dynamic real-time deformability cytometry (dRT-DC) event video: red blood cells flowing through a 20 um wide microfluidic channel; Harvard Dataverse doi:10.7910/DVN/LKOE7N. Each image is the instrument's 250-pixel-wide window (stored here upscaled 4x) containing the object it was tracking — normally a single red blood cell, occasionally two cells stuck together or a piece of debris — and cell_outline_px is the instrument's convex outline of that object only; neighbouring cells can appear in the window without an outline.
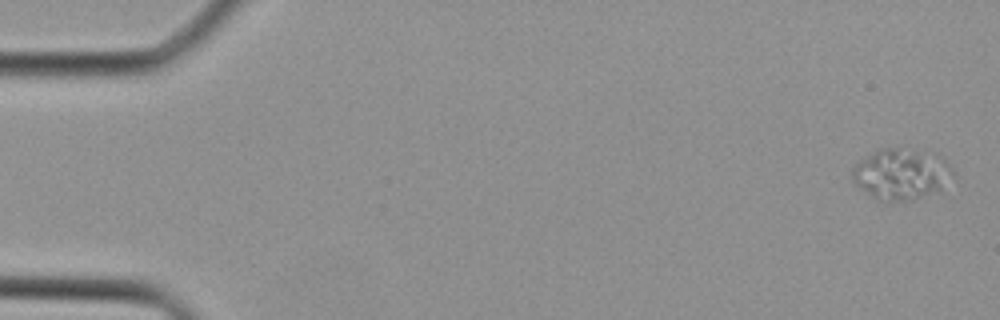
{"species": "Egyptian fruit bat (a non-hibernating species)", "species_latin": "Rousettus aegyptiacus", "temperature_condition": "cold", "stored_images_in_passage": 37, "camera_frame_rate_fps": 3000, "um_per_image_px": 0.085, "animal": {"sex": "female"}, "frame": {"image": 1, "passage_image": 1, "time_ms": 0.0, "image_size_px": [1000, 320], "cell_outline_px": [[956, 176], [940, 188], [916, 200], [876, 200], [860, 188], [852, 180], [852, 168], [860, 160], [872, 152], [880, 148], [900, 148], [944, 156], [952, 168]], "centroid_in_image_um": [76.62, 14.79], "position_along_channel_um": 8.4, "area_um2": 29.82}}
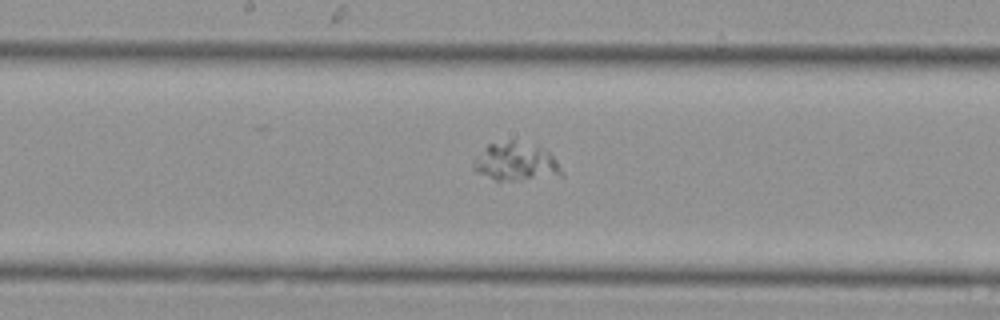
{"frame": {"image": 2, "passage_image": 21, "time_ms": 6.667, "image_size_px": [1000, 320], "cell_outline_px": [[564, 176], [500, 184], [476, 172], [472, 168], [472, 160], [488, 144], [508, 140], [516, 140], [536, 144], [544, 148], [556, 160]], "centroid_in_image_um": [43.83, 13.81], "position_along_channel_um": 204.4, "area_um2": 20.81}}
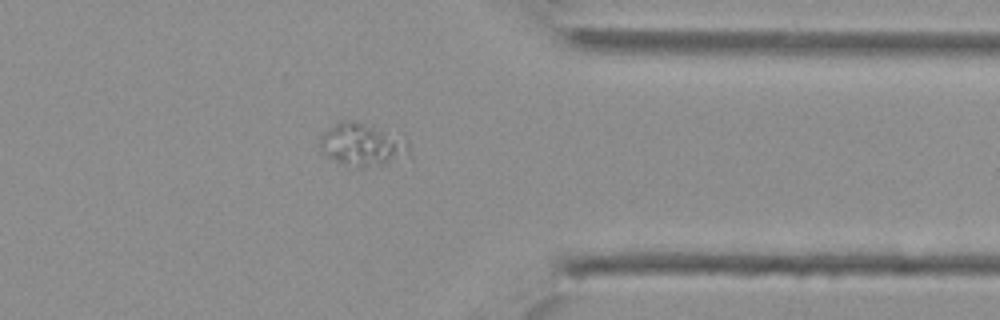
{"frame": {"image": 3, "passage_image": 32, "time_ms": 10.333, "image_size_px": [1000, 320], "cell_outline_px": [[412, 160], [364, 168], [356, 168], [344, 164], [328, 156], [320, 148], [320, 140], [324, 132], [332, 124], [340, 120], [356, 120], [372, 124], [408, 144]], "centroid_in_image_um": [30.84, 12.32], "position_along_channel_um": 380.6, "area_um2": 22.66}}